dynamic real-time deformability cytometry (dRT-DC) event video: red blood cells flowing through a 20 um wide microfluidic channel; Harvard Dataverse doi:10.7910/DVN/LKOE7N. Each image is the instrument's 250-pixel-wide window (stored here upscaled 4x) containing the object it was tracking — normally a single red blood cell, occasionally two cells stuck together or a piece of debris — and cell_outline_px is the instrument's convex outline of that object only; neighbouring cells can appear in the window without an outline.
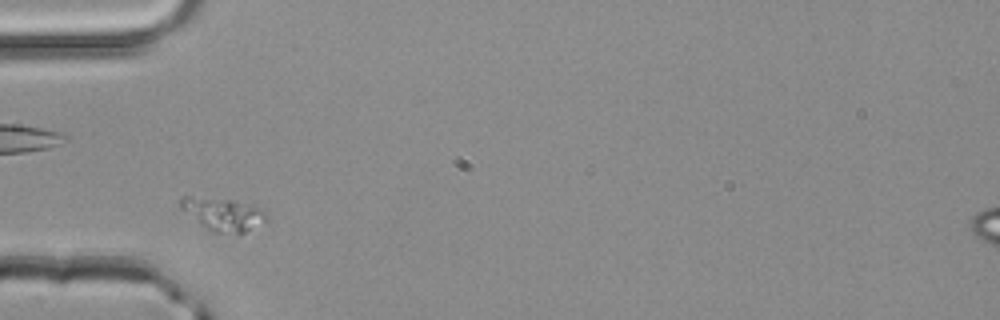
{"species": "common noctule bat (a hibernating species)", "species_latin": "Nyctalus noctula", "temperature_condition": "room temperature", "stored_images_in_passage": 33, "camera_frame_rate_fps": 3000, "um_per_image_px": 0.085, "animal": {"sex": "male", "body_mass_g": 20.4}, "frame": {"image": 1, "passage_image": 3, "time_ms": 0.667, "image_size_px": [1000, 320], "cell_outline_px": [[268, 220], [244, 232], [208, 232], [180, 208], [180, 196], [188, 196], [232, 200], [260, 208], [268, 216]], "centroid_in_image_um": [18.91, 18.21], "position_along_channel_um": 66.1, "area_um2": 16.24}}
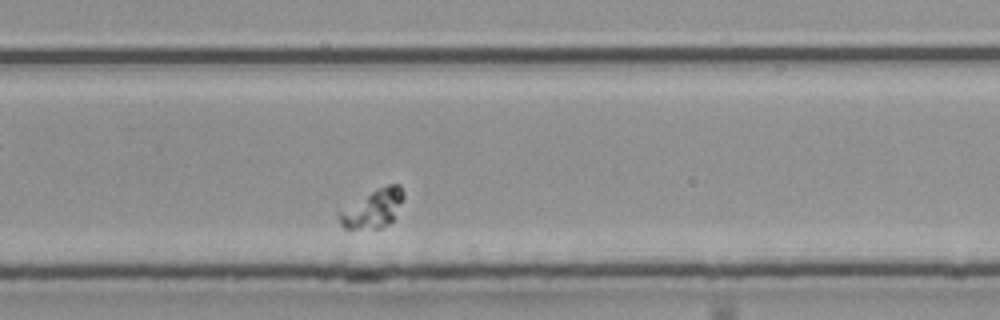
{"frame": {"image": 2, "passage_image": 21, "time_ms": 6.667, "image_size_px": [1000, 320], "cell_outline_px": [[404, 196], [392, 220], [388, 224], [380, 228], [344, 228], [340, 224], [336, 212], [376, 188], [388, 184], [400, 184], [404, 192]], "centroid_in_image_um": [31.67, 17.71], "position_along_channel_um": 298.1, "area_um2": 14.33}}
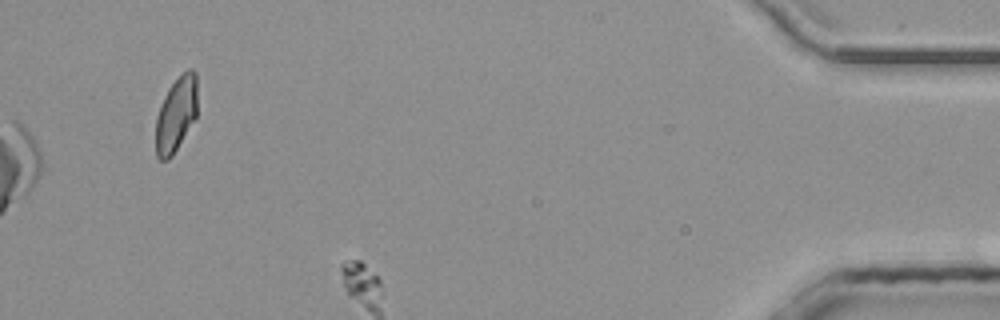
{"frame": {"image": 3, "passage_image": 33, "time_ms": 10.667, "image_size_px": [1000, 320], "cell_outline_px": [[196, 116], [172, 156], [168, 160], [160, 160], [156, 156], [156, 116], [160, 104], [168, 88], [188, 68], [192, 68], [196, 72]], "centroid_in_image_um": [14.95, 9.72], "position_along_channel_um": 420.3, "area_um2": 17.98}}